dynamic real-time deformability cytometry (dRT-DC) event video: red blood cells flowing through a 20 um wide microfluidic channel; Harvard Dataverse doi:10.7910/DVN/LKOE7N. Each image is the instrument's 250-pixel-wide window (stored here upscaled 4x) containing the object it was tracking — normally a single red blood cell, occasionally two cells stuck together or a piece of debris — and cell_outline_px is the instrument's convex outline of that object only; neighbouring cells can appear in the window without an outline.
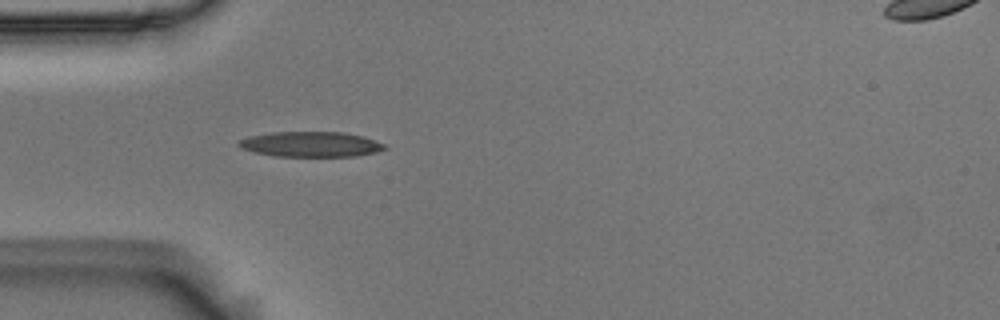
{"species": "Egyptian fruit bat (a non-hibernating species)", "species_latin": "Rousettus aegyptiacus", "temperature_condition": "room temperature", "stored_images_in_passage": 40, "camera_frame_rate_fps": 3000, "um_per_image_px": 0.085, "animal": {"sex": "male"}, "frame": {"image": 1, "passage_image": 2, "time_ms": 0.333, "image_size_px": [1000, 320], "cell_outline_px": [[388, 148], [376, 152], [356, 156], [276, 156], [252, 152], [240, 148], [236, 144], [236, 140], [248, 136], [272, 132], [344, 132], [364, 136], [388, 144]], "centroid_in_image_um": [26.41, 12.26], "position_along_channel_um": 58.6, "area_um2": 21.85}}
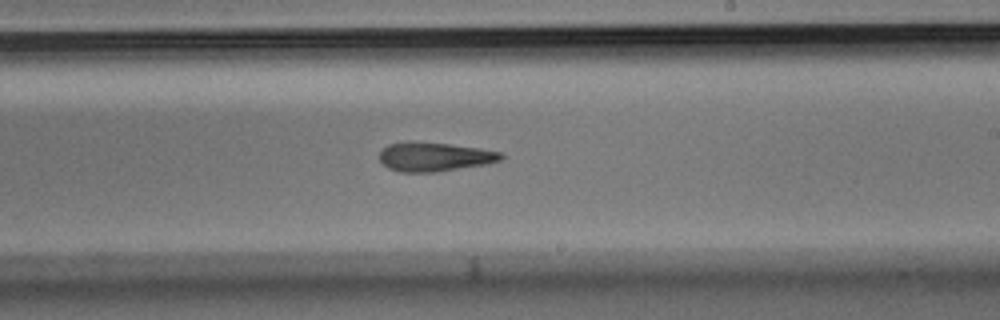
{"frame": {"image": 2, "passage_image": 18, "time_ms": 5.667, "image_size_px": [1000, 320], "cell_outline_px": [[504, 156], [500, 160], [484, 164], [436, 172], [400, 172], [388, 168], [380, 160], [380, 152], [388, 144], [412, 140], [448, 144], [480, 148], [504, 152]], "centroid_in_image_um": [36.92, 13.31], "position_along_channel_um": 252.1, "area_um2": 20.63}}
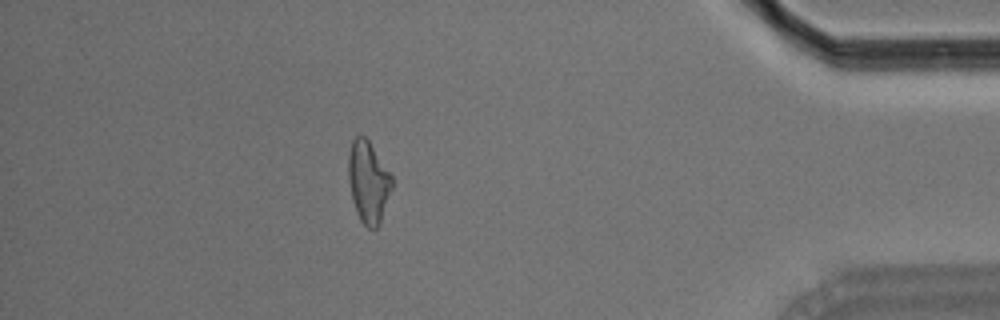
{"frame": {"image": 3, "passage_image": 34, "time_ms": 11.0, "image_size_px": [1000, 320], "cell_outline_px": [[392, 188], [380, 224], [376, 228], [368, 228], [360, 220], [356, 212], [352, 196], [348, 176], [348, 152], [352, 140], [356, 136], [364, 136], [368, 140], [392, 176]], "centroid_in_image_um": [31.3, 15.47], "position_along_channel_um": 403.9, "area_um2": 20.58}, "authors_computed_cell_mechanics": {"area_um2": 20.8369, "velocity_mm_per_s": 3.6756, "shape_relaxation_time_tau1_ms": 11.3237, "shape_relaxation_time_tau2_ms": 4.5497, "deformation_change_tau1": 0.2732, "deformation_change_tau2": 0.1652}}